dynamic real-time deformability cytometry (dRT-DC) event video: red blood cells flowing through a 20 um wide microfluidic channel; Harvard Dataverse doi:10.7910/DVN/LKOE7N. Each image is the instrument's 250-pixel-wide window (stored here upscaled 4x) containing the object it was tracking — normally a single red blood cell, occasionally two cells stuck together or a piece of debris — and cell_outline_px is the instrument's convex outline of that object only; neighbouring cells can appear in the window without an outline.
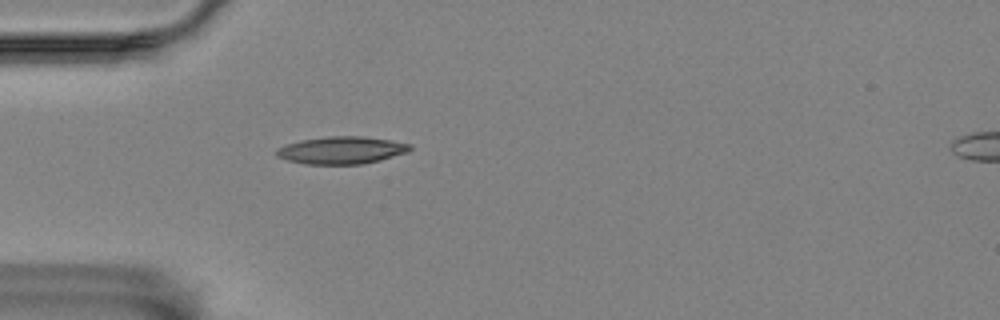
{"species": "Egyptian fruit bat (a non-hibernating species)", "species_latin": "Rousettus aegyptiacus", "temperature_condition": "room temperature", "stored_images_in_passage": 2, "segment_of_instrument_passage": [1, 2], "camera_frame_rate_fps": 3000, "um_per_image_px": 0.085, "animal": {"sex": "female"}, "frame": {"image": 1, "passage_image": 1, "time_ms": 0.0, "image_size_px": [1000, 320], "cell_outline_px": [[412, 148], [408, 152], [380, 160], [360, 164], [304, 164], [288, 160], [276, 156], [276, 152], [280, 148], [288, 144], [300, 140], [328, 136], [364, 136], [412, 144]], "centroid_in_image_um": [29.06, 12.77], "position_along_channel_um": 55.9, "area_um2": 21.15}}